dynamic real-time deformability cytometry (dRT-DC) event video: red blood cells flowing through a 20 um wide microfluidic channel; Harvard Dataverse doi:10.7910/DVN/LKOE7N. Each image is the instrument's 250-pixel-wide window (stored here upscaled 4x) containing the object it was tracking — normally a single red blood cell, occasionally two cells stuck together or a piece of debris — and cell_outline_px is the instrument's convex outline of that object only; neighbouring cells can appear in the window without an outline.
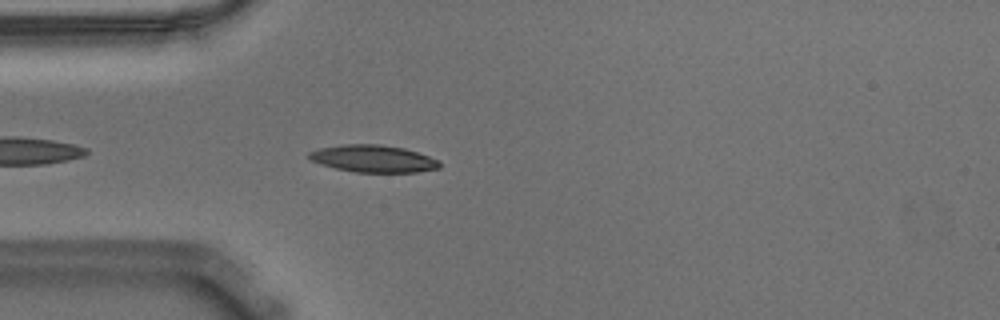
{"species": "Egyptian fruit bat (a non-hibernating species)", "species_latin": "Rousettus aegyptiacus", "temperature_condition": "warm", "stored_images_in_passage": 10, "camera_frame_rate_fps": 3000, "um_per_image_px": 0.085, "animal": {"sex": "male"}, "frame": {"image": 1, "passage_image": 4, "time_ms": 1.0, "image_size_px": [1000, 320], "cell_outline_px": [[440, 168], [416, 172], [356, 172], [336, 168], [320, 164], [312, 160], [308, 156], [308, 152], [320, 148], [340, 144], [380, 144], [404, 148], [440, 160]], "centroid_in_image_um": [31.73, 13.48], "position_along_channel_um": 53.3, "area_um2": 20.63}}